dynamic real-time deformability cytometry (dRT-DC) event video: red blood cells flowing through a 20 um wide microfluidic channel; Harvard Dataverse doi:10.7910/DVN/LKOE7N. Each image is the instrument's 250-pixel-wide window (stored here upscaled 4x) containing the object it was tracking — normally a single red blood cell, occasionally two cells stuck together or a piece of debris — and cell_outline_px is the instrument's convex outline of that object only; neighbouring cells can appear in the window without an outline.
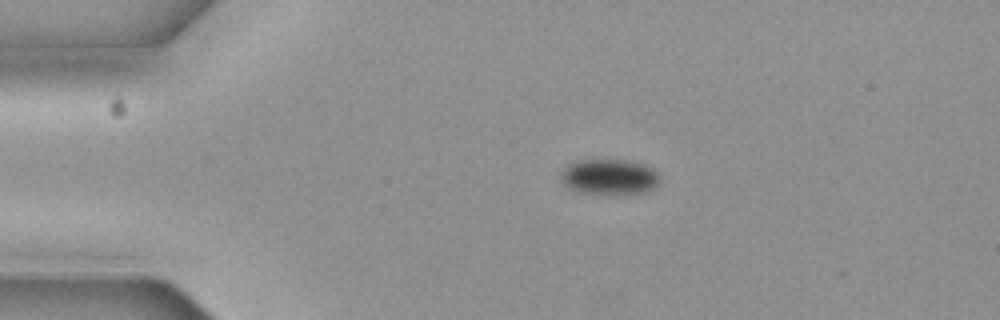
{"species": "common noctule bat (a hibernating species)", "species_latin": "Nyctalus noctula", "temperature_condition": "cold", "stored_images_in_passage": 6, "camera_frame_rate_fps": 3000, "um_per_image_px": 0.085, "animal": {"sex": "female", "body_mass_g": 19.3, "forearm_length_mm": 54.1}, "frame": {"image": 1, "passage_image": 2, "time_ms": 0.333, "image_size_px": [1000, 320], "cell_outline_px": [[660, 176], [656, 188], [644, 192], [616, 196], [604, 196], [580, 192], [568, 188], [564, 184], [560, 176], [564, 168], [568, 164], [576, 160], [624, 160], [640, 164], [652, 168]], "centroid_in_image_um": [51.78, 15.08], "position_along_channel_um": 33.2, "area_um2": 20.98}}
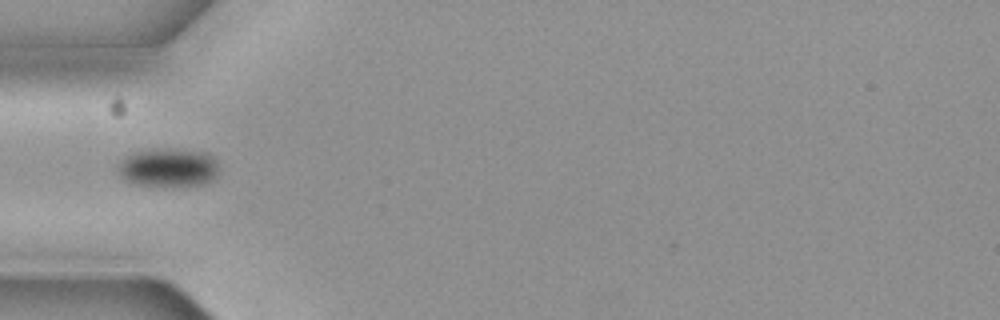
{"frame": {"image": 2, "passage_image": 4, "time_ms": 1.0, "image_size_px": [1000, 320], "cell_outline_px": [[216, 176], [212, 180], [204, 184], [164, 188], [136, 184], [120, 176], [116, 168], [120, 160], [136, 152], [200, 152], [216, 160]], "centroid_in_image_um": [14.26, 14.36], "position_along_channel_um": 70.7, "area_um2": 21.73}}
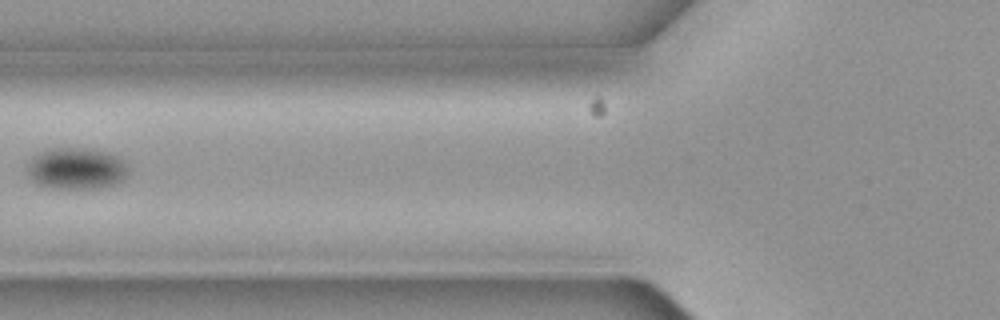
{"frame": {"image": 3, "passage_image": 5, "time_ms": 1.333, "image_size_px": [1000, 320], "cell_outline_px": [[128, 172], [124, 180], [116, 184], [100, 188], [52, 188], [36, 184], [28, 176], [28, 160], [32, 156], [40, 152], [56, 148], [80, 148], [104, 152], [116, 156], [128, 168]], "centroid_in_image_um": [6.45, 14.34], "position_along_channel_um": 119.3, "area_um2": 24.33}}